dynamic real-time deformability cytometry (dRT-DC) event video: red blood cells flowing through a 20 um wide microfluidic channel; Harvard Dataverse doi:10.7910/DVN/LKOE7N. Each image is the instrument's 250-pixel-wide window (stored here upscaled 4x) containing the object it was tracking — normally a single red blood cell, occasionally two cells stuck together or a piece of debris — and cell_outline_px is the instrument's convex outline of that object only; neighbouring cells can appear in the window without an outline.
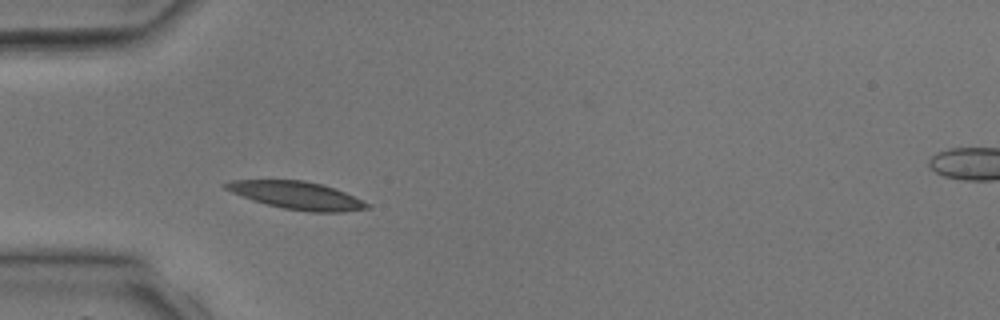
{"species": "common noctule bat (a hibernating species)", "species_latin": "Nyctalus noctula", "temperature_condition": "room temperature", "stored_images_in_passage": 4, "camera_frame_rate_fps": 3000, "um_per_image_px": 0.085, "animal": {"sex": "male", "body_mass_g": 17.9, "forearm_length_mm": 54.2}, "frame": {"image": 1, "passage_image": 3, "time_ms": 2.333, "image_size_px": [1000, 320], "cell_outline_px": [[372, 208], [340, 212], [312, 212], [284, 208], [268, 204], [232, 192], [224, 188], [220, 184], [232, 180], [304, 180], [324, 184], [344, 192], [368, 204]], "centroid_in_image_um": [25.23, 16.59], "position_along_channel_um": 59.8, "area_um2": 22.43}}